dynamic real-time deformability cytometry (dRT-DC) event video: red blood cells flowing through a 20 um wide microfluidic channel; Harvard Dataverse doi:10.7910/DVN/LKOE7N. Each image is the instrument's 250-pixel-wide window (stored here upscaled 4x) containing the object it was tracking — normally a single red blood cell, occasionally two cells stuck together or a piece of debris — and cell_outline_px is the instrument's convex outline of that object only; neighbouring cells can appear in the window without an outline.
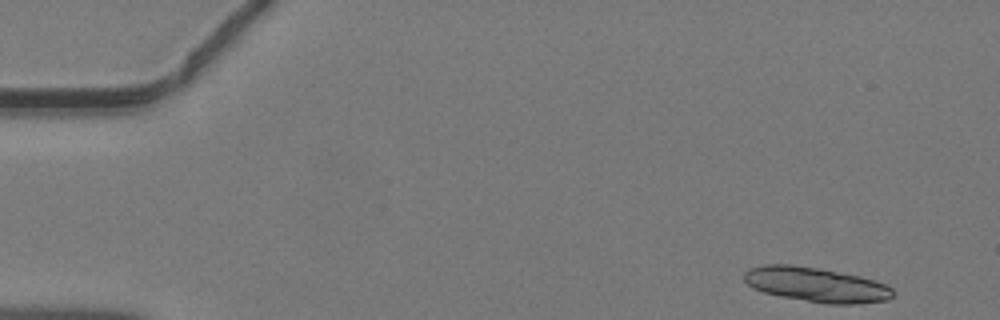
{"species": "common noctule bat (a hibernating species)", "species_latin": "Nyctalus noctula", "temperature_condition": "warm", "stored_images_in_passage": 42, "segment_of_instrument_passage": [1, 2], "camera_frame_rate_fps": 3000, "um_per_image_px": 0.085, "animal": {"sex": "male", "body_mass_g": 19.2, "forearm_length_mm": 51.8}, "frame": {"image": 1, "passage_image": 1, "time_ms": 0.0, "image_size_px": [1000, 320], "cell_outline_px": [[896, 292], [888, 300], [860, 304], [824, 304], [780, 296], [764, 292], [752, 288], [744, 280], [744, 272], [748, 268], [764, 264], [792, 264], [820, 268], [860, 276], [884, 284], [892, 288]], "centroid_in_image_um": [69.36, 24.19], "position_along_channel_um": 15.6, "area_um2": 30.35}}